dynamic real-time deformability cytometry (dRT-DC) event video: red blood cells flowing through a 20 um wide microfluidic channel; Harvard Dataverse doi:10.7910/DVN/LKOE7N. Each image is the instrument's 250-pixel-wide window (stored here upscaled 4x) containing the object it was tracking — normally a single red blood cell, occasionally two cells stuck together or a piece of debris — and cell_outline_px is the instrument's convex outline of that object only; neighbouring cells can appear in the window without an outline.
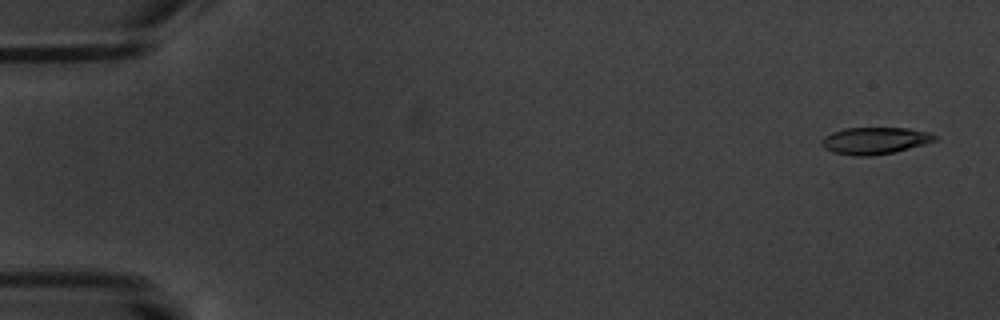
{"species": "common noctule bat (a hibernating species)", "species_latin": "Nyctalus noctula", "temperature_condition": "warm", "stored_images_in_passage": 5, "camera_frame_rate_fps": 3000, "um_per_image_px": 0.085, "animal": {"sex": "male", "body_mass_g": 20.1, "forearm_length_mm": 53.5}, "frame": {"image": 1, "passage_image": 1, "time_ms": 0.0, "image_size_px": [1000, 320], "cell_outline_px": [[940, 136], [936, 140], [924, 144], [892, 152], [872, 156], [852, 156], [832, 152], [824, 148], [820, 140], [824, 136], [832, 132], [844, 128], [908, 128], [928, 132]], "centroid_in_image_um": [74.34, 11.95], "position_along_channel_um": 10.7, "area_um2": 17.8}}